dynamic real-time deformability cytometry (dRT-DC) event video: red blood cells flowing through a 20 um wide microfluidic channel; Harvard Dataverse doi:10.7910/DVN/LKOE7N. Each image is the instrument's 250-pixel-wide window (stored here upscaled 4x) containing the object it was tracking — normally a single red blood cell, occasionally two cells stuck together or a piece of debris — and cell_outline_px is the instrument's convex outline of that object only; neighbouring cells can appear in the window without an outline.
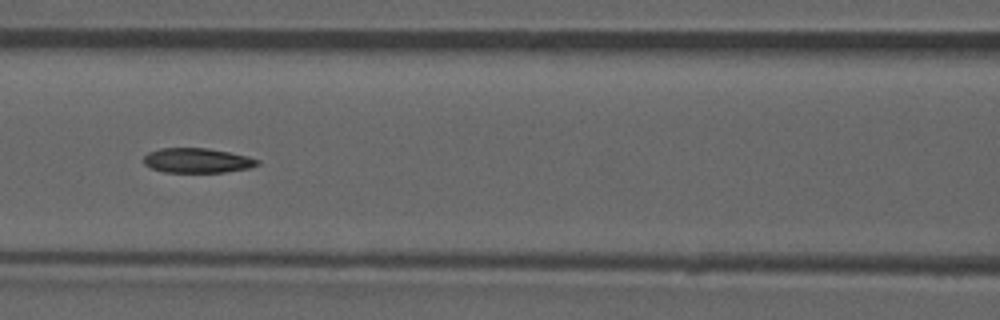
{"species": "common noctule bat (a hibernating species)", "species_latin": "Nyctalus noctula", "temperature_condition": "room temperature", "stored_images_in_passage": 52, "camera_frame_rate_fps": 3000, "um_per_image_px": 0.085, "animal": {"sex": "male", "forearm_length_mm": 52.5}, "frame": {"image": 1, "passage_image": 23, "time_ms": 7.333, "image_size_px": [1000, 320], "cell_outline_px": [[260, 164], [248, 168], [224, 172], [164, 172], [152, 168], [144, 164], [144, 156], [148, 152], [160, 148], [208, 148], [248, 156], [260, 160]], "centroid_in_image_um": [16.76, 13.64], "position_along_channel_um": 149.8, "area_um2": 16.36}, "authors_computed_cell_mechanics": {"area_um2": 17.2822, "velocity_mm_per_s": 3.9092, "shape_relaxation_time_tau1_ms": null, "shape_relaxation_time_tau2_ms": 4.3994, "deformation_change_tau1": null, "deformation_change_tau2": 0.0948}}